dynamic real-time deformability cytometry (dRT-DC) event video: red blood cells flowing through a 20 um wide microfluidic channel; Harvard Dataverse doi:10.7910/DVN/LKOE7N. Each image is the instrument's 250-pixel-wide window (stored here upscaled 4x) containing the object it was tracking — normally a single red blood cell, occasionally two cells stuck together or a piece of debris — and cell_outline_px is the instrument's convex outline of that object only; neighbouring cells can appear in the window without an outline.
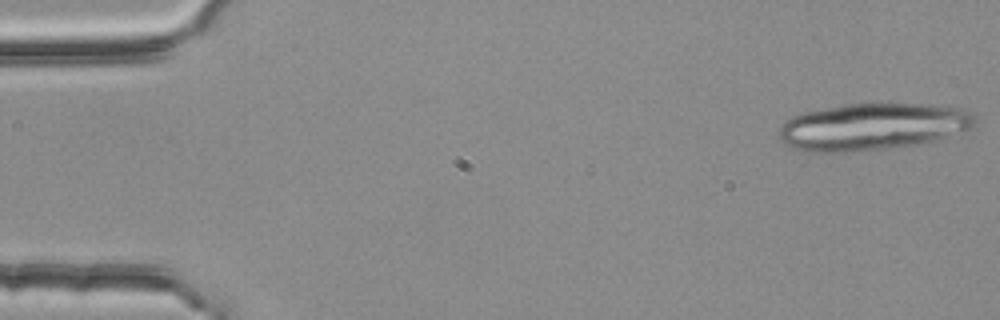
{"species": "common noctule bat (a hibernating species)", "species_latin": "Nyctalus noctula", "temperature_condition": "room temperature", "stored_images_in_passage": 4, "camera_frame_rate_fps": 3000, "um_per_image_px": 0.085, "animal": {"sex": "female", "body_mass_g": 25.1}, "frame": {"image": 1, "passage_image": 1, "time_ms": 0.0, "image_size_px": [1000, 320], "cell_outline_px": [[976, 128], [932, 140], [916, 144], [896, 148], [844, 152], [804, 152], [784, 144], [780, 136], [780, 128], [792, 116], [804, 112], [848, 104], [936, 104], [964, 108], [972, 116], [976, 124]], "centroid_in_image_um": [74.2, 10.77], "position_along_channel_um": 10.8, "area_um2": 53.52}}